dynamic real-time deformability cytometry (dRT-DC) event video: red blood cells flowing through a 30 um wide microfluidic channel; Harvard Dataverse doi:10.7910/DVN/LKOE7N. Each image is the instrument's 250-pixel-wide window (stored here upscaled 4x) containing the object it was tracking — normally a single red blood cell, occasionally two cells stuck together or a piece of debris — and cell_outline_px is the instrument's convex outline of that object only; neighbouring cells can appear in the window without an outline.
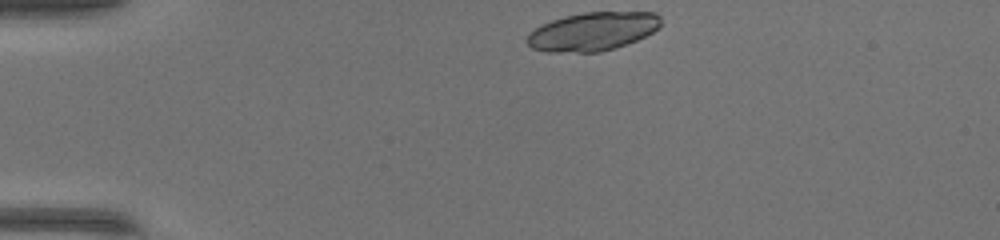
{"species": "common noctule bat (a hibernating species)", "species_latin": "Nyctalus noctula", "temperature_condition": "warm", "stored_images_in_passage": 40, "camera_frame_rate_fps": 3000, "um_per_image_px": 0.085, "animal": {"sex": "female", "body_mass_g": 17.0, "forearm_length_mm": 48.0}, "frame": {"image": 1, "passage_image": 1, "time_ms": 0.0, "image_size_px": [1000, 240], "cell_outline_px": [[660, 28], [636, 40], [600, 52], [548, 52], [532, 48], [524, 40], [528, 32], [552, 20], [564, 16], [584, 12], [656, 12], [660, 16]], "centroid_in_image_um": [50.35, 2.67], "position_along_channel_um": 34.7, "area_um2": 29.94}}
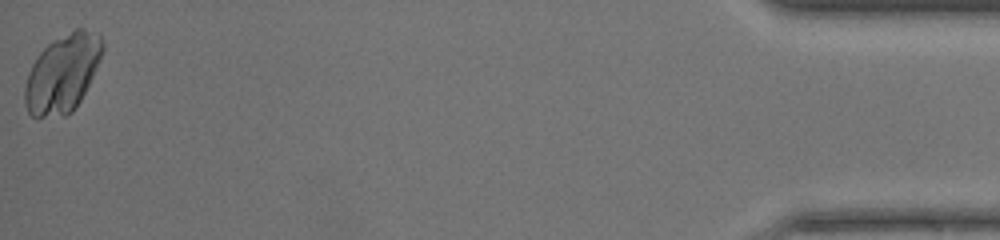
{"frame": {"image": 2, "passage_image": 40, "time_ms": 13.0, "image_size_px": [1000, 240], "cell_outline_px": [[104, 48], [92, 76], [80, 100], [72, 112], [64, 116], [32, 116], [28, 112], [24, 104], [24, 88], [28, 72], [32, 64], [40, 52], [52, 40], [76, 28], [84, 28], [100, 36], [104, 40]], "centroid_in_image_um": [5.29, 6.23], "position_along_channel_um": 429.9, "area_um2": 35.03}}